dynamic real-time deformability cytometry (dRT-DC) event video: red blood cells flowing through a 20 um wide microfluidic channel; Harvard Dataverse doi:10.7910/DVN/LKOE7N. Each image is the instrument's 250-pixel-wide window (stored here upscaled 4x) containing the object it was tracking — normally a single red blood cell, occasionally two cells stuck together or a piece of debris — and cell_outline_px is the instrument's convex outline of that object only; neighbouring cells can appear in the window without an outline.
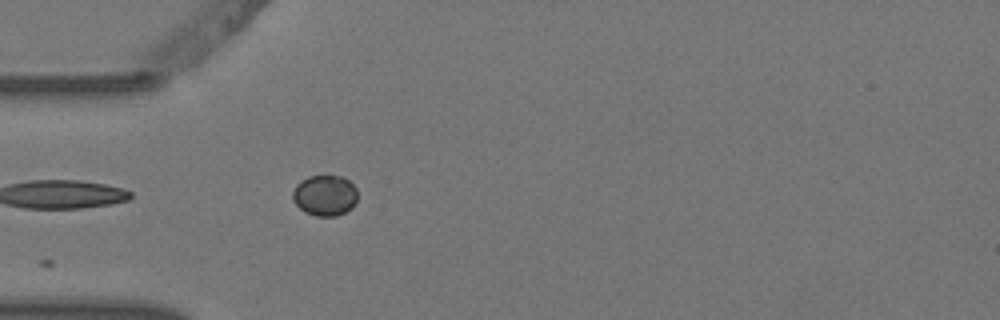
{"species": "Egyptian fruit bat (a non-hibernating species)", "species_latin": "Rousettus aegyptiacus", "temperature_condition": "warm", "stored_images_in_passage": 1, "camera_frame_rate_fps": 3000, "um_per_image_px": 0.085, "animal": {"sex": "female"}, "frame": {"image": 1, "passage_image": 1, "time_ms": 0.0, "image_size_px": [1000, 320], "cell_outline_px": [[356, 200], [352, 208], [336, 216], [316, 216], [304, 212], [292, 200], [292, 192], [296, 184], [300, 180], [308, 176], [340, 176], [348, 180], [356, 188]], "centroid_in_image_um": [27.58, 16.61], "position_along_channel_um": 57.4, "area_um2": 15.43}}